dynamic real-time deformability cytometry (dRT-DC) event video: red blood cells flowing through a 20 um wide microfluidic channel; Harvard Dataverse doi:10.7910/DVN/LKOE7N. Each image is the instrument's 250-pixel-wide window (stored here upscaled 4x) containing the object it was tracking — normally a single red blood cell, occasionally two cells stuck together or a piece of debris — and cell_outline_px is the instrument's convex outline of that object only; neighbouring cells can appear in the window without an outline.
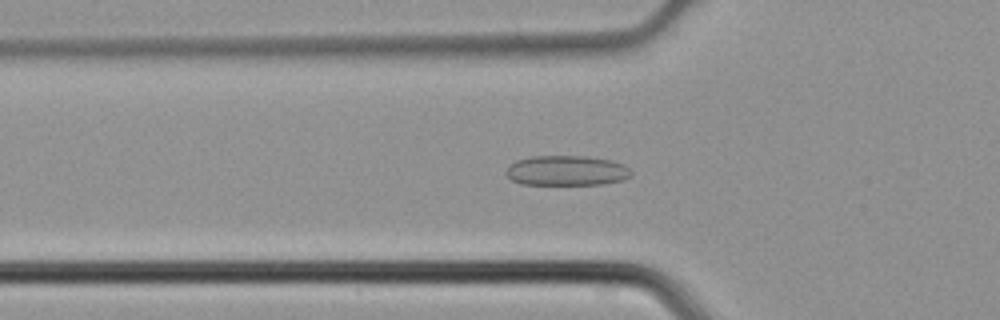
{"species": "common noctule bat (a hibernating species)", "species_latin": "Nyctalus noctula", "temperature_condition": "cold", "stored_images_in_passage": 42, "camera_frame_rate_fps": 3000, "um_per_image_px": 0.085, "animal": {"sex": "male", "body_mass_g": 21.5, "forearm_length_mm": 52.0}, "frame": {"image": 1, "passage_image": 13, "time_ms": 4.0, "image_size_px": [1000, 320], "cell_outline_px": [[632, 176], [624, 180], [600, 184], [520, 184], [512, 180], [504, 172], [516, 160], [532, 156], [588, 156], [612, 160], [624, 164], [632, 172]], "centroid_in_image_um": [48.19, 14.49], "position_along_channel_um": 77.6, "area_um2": 21.96}}
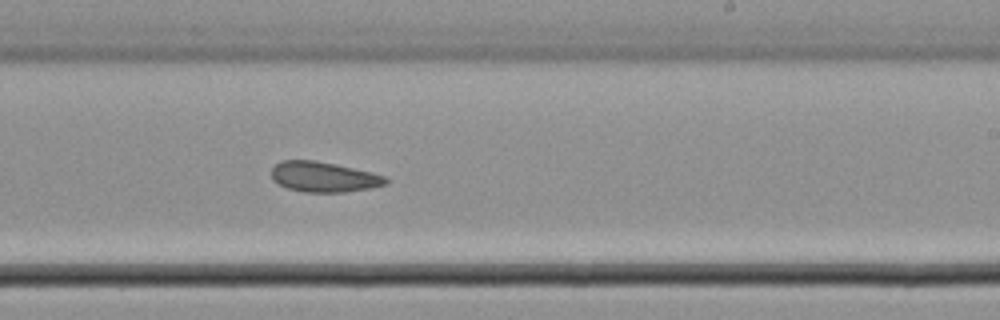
{"frame": {"image": 2, "passage_image": 25, "time_ms": 8.0, "image_size_px": [1000, 320], "cell_outline_px": [[388, 184], [372, 188], [344, 192], [304, 192], [288, 188], [272, 180], [272, 168], [280, 160], [312, 160], [336, 164], [372, 172], [384, 176], [388, 180]], "centroid_in_image_um": [27.53, 15.04], "position_along_channel_um": 261.5, "area_um2": 20.17}}
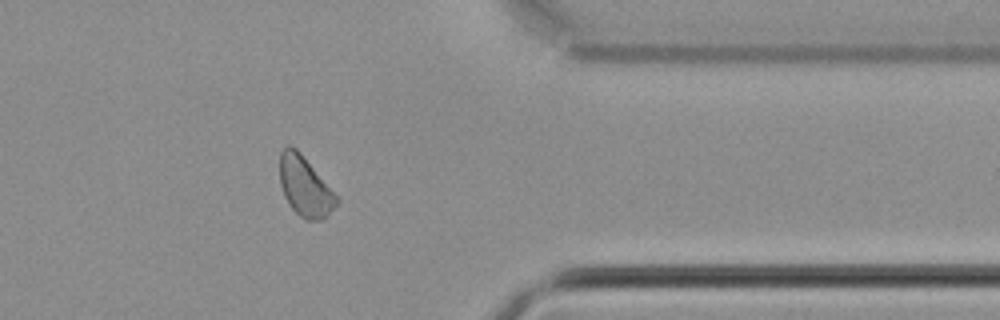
{"frame": {"image": 3, "passage_image": 34, "time_ms": 11.0, "image_size_px": [1000, 320], "cell_outline_px": [[340, 200], [324, 220], [304, 220], [288, 204], [284, 196], [280, 184], [280, 152], [288, 144], [296, 148], [300, 152]], "centroid_in_image_um": [25.9, 15.87], "position_along_channel_um": 385.5, "area_um2": 19.65}}